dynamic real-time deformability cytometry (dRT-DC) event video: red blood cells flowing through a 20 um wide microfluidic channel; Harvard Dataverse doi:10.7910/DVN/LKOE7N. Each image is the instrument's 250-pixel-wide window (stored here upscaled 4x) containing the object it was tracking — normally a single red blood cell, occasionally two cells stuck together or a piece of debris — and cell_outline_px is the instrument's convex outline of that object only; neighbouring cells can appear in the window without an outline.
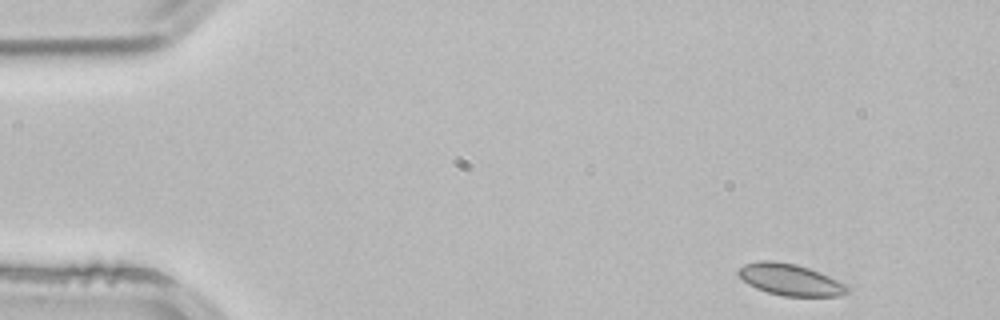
{"species": "common noctule bat (a hibernating species)", "species_latin": "Nyctalus noctula", "temperature_condition": "room temperature", "stored_images_in_passage": 3, "camera_frame_rate_fps": 3000, "um_per_image_px": 0.085, "animal": {"sex": "male", "body_mass_g": 21.5, "forearm_length_mm": 52.0}, "frame": {"image": 1, "passage_image": 1, "time_ms": 0.0, "image_size_px": [1000, 320], "cell_outline_px": [[852, 288], [848, 292], [840, 296], [784, 296], [768, 292], [756, 288], [748, 284], [736, 272], [744, 264], [756, 260], [776, 260], [796, 264], [820, 272]], "centroid_in_image_um": [67.16, 23.76], "position_along_channel_um": 17.8, "area_um2": 20.06}}